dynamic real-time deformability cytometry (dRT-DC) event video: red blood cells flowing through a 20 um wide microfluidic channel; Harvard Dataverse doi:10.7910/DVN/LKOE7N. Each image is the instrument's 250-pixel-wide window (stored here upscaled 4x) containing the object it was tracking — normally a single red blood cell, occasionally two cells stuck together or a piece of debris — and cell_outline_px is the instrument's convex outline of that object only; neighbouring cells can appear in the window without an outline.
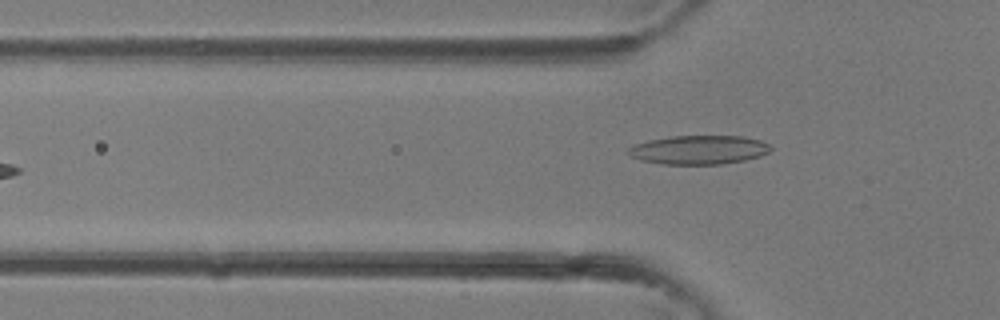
{"species": "common noctule bat (a hibernating species)", "species_latin": "Nyctalus noctula", "temperature_condition": "room temperature", "stored_images_in_passage": 4, "camera_frame_rate_fps": 3000, "um_per_image_px": 0.085, "animal": {"sex": "female"}, "frame": {"image": 1, "passage_image": 4, "time_ms": 1.0, "image_size_px": [1000, 320], "cell_outline_px": [[772, 148], [768, 152], [760, 156], [744, 160], [720, 164], [664, 164], [640, 160], [632, 156], [628, 152], [628, 148], [632, 144], [648, 140], [668, 136], [744, 136], [760, 140], [772, 144]], "centroid_in_image_um": [59.41, 12.72], "position_along_channel_um": 66.4, "area_um2": 24.1}}